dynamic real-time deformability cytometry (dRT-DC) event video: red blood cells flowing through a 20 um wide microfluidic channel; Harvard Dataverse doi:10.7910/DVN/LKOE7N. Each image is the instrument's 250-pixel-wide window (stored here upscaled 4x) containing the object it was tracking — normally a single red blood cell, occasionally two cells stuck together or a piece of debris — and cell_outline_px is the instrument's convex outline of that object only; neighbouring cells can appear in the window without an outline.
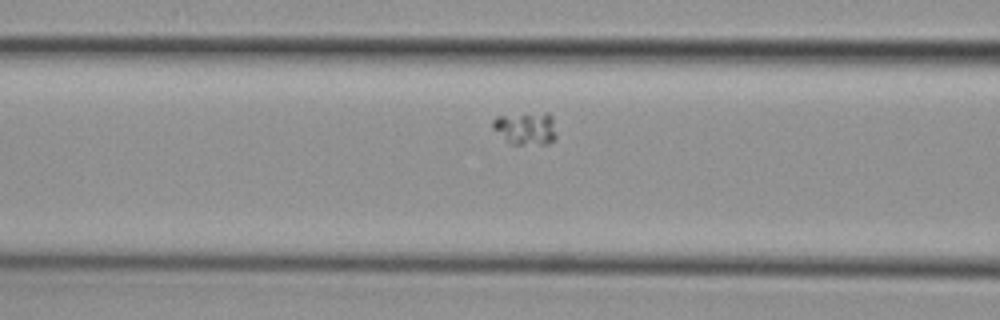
{"species": "common noctule bat (a hibernating species)", "species_latin": "Nyctalus noctula", "temperature_condition": "cold", "stored_images_in_passage": 39, "segment_of_instrument_passage": [2, 3], "camera_frame_rate_fps": 3000, "um_per_image_px": 0.085, "animal": {"sex": "female", "body_mass_g": 29.2, "forearm_length_mm": 56.3}, "frame": {"image": 1, "passage_image": 10, "time_ms": 3.0, "image_size_px": [1000, 320], "cell_outline_px": [[556, 136], [548, 144], [508, 144], [492, 128], [492, 120], [496, 116], [544, 112], [548, 112], [552, 116]], "centroid_in_image_um": [44.66, 10.9], "position_along_channel_um": 121.9, "area_um2": 12.31}}
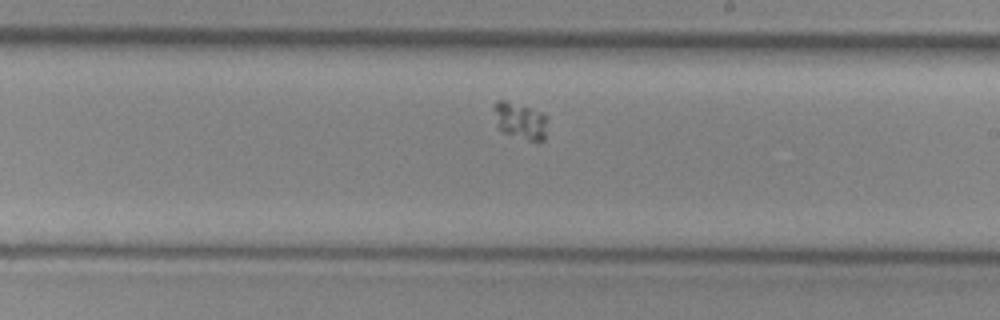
{"frame": {"image": 2, "passage_image": 20, "time_ms": 6.333, "image_size_px": [1000, 320], "cell_outline_px": [[544, 140], [528, 140], [504, 132], [500, 128], [496, 112], [496, 100], [504, 100], [544, 112]], "centroid_in_image_um": [44.24, 10.25], "position_along_channel_um": 244.8, "area_um2": 10.58}}
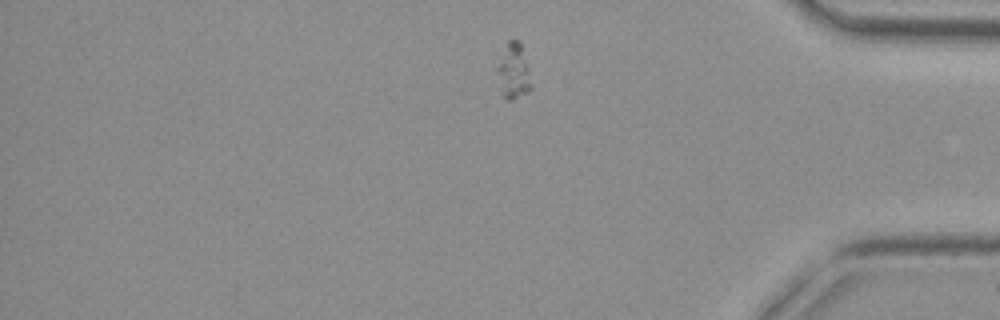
{"frame": {"image": 3, "passage_image": 34, "time_ms": 11.0, "image_size_px": [1000, 320], "cell_outline_px": [[532, 88], [528, 92], [512, 100], [504, 100], [496, 72], [496, 68], [508, 40], [516, 40], [520, 44], [528, 64]], "centroid_in_image_um": [43.65, 6.1], "position_along_channel_um": 391.6, "area_um2": 10.92}}